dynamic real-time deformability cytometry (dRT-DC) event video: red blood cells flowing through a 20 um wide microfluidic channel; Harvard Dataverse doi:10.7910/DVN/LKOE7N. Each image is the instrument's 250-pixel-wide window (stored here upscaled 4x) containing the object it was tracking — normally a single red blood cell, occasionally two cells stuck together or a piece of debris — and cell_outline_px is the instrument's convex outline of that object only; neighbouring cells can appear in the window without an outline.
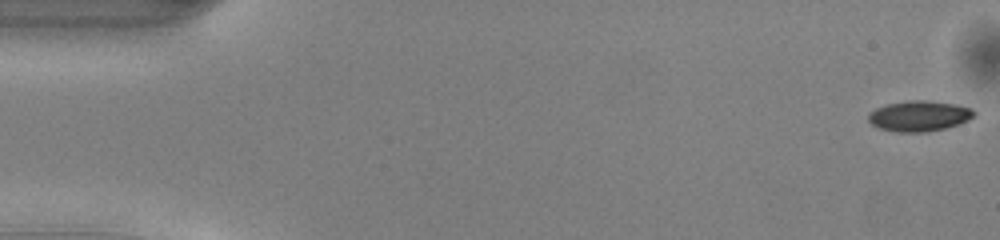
{"species": "common noctule bat (a hibernating species)", "species_latin": "Nyctalus noctula", "temperature_condition": "warm", "stored_images_in_passage": 12, "camera_frame_rate_fps": 3000, "um_per_image_px": 0.085, "animal": {"sex": "male", "body_mass_g": 13.0, "forearm_length_mm": 53.1}, "frame": {"image": 1, "passage_image": 1, "time_ms": 0.0, "image_size_px": [1000, 240], "cell_outline_px": [[976, 116], [960, 124], [928, 132], [896, 132], [880, 128], [872, 124], [868, 120], [868, 112], [884, 104], [908, 100], [924, 100], [956, 104], [972, 108], [976, 112]], "centroid_in_image_um": [78.14, 9.85], "position_along_channel_um": 6.9, "area_um2": 19.07}}
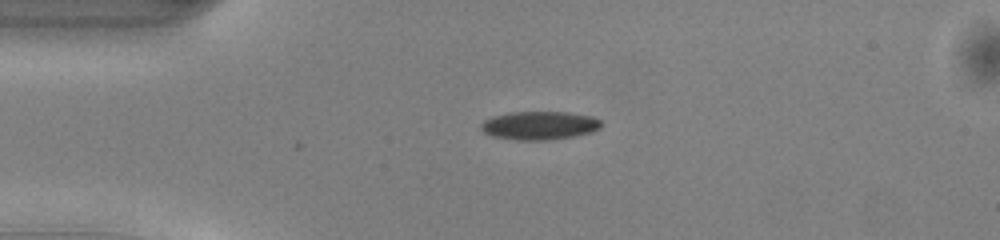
{"frame": {"image": 2, "passage_image": 12, "time_ms": 3.667, "image_size_px": [1000, 240], "cell_outline_px": [[604, 124], [600, 128], [592, 132], [576, 136], [548, 140], [516, 140], [492, 136], [484, 132], [480, 128], [480, 124], [484, 120], [492, 116], [508, 112], [568, 112], [592, 116], [600, 120]], "centroid_in_image_um": [45.86, 10.66], "position_along_channel_um": 39.1, "area_um2": 20.17}}